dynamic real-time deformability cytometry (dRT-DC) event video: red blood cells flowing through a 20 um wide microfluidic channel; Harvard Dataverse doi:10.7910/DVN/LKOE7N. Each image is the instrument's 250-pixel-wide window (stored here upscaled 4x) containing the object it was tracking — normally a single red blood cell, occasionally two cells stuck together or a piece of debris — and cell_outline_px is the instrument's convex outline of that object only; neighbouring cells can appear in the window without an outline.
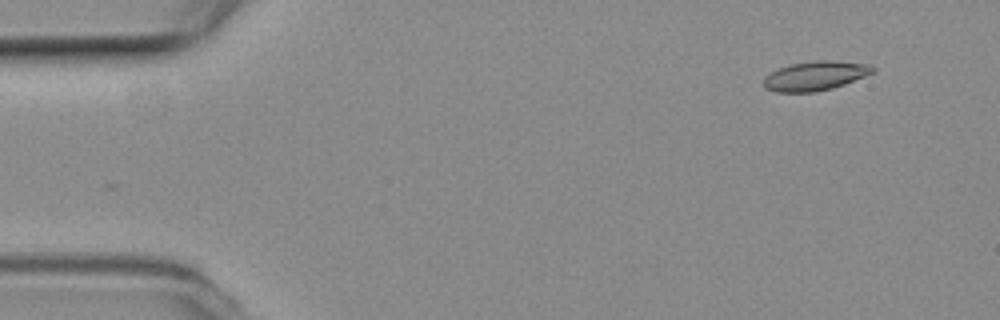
{"species": "common noctule bat (a hibernating species)", "species_latin": "Nyctalus noctula", "temperature_condition": "room temperature", "stored_images_in_passage": 12, "camera_frame_rate_fps": 3000, "um_per_image_px": 0.085, "animal": {"sex": "female", "body_mass_g": 19.3, "forearm_length_mm": 54.1}, "frame": {"image": 1, "passage_image": 1, "time_ms": 0.0, "image_size_px": [1000, 320], "cell_outline_px": [[876, 72], [844, 84], [832, 88], [816, 92], [776, 92], [764, 88], [764, 76], [780, 68], [792, 64], [816, 60], [828, 60], [868, 64], [876, 68]], "centroid_in_image_um": [69.31, 6.45], "position_along_channel_um": 15.7, "area_um2": 18.55}}